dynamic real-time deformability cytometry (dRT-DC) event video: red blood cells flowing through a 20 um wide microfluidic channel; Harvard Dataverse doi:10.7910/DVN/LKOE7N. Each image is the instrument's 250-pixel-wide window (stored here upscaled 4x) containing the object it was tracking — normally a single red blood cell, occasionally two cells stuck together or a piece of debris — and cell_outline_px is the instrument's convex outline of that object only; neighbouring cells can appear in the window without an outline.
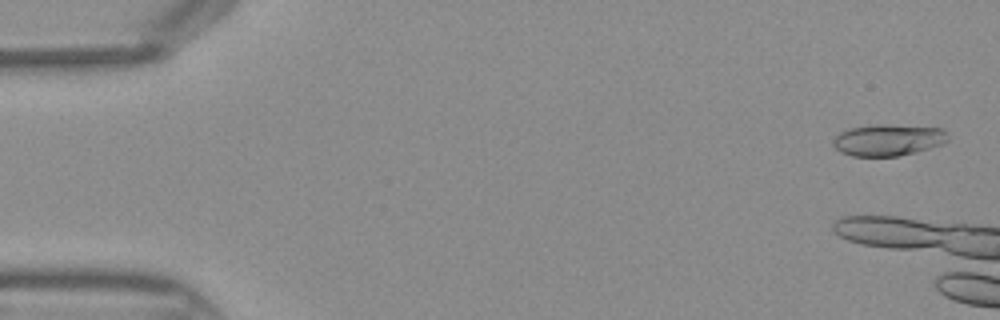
{"species": "Egyptian fruit bat (a non-hibernating species)", "species_latin": "Rousettus aegyptiacus", "temperature_condition": "warm", "stored_images_in_passage": 8, "camera_frame_rate_fps": 3000, "um_per_image_px": 0.085, "frame": {"image": 1, "passage_image": 2, "time_ms": 0.333, "image_size_px": [1000, 320], "cell_outline_px": [[948, 140], [944, 144], [896, 156], [852, 156], [840, 152], [832, 144], [832, 140], [840, 132], [848, 128], [872, 124], [884, 124], [940, 128], [948, 136]], "centroid_in_image_um": [75.43, 11.89], "position_along_channel_um": 9.6, "area_um2": 21.04}}